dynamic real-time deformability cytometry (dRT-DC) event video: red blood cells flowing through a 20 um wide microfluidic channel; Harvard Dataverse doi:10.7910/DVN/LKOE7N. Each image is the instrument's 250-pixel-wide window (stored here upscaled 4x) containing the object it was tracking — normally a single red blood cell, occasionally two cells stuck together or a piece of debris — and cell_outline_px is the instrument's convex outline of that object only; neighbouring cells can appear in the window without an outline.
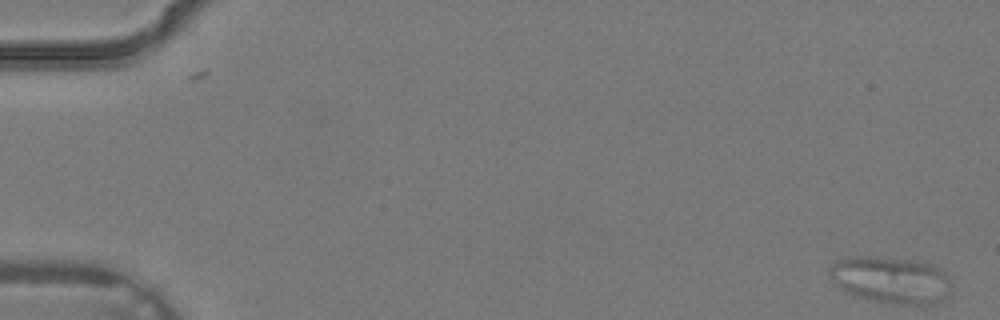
{"species": "common noctule bat (a hibernating species)", "species_latin": "Nyctalus noctula", "temperature_condition": "warm", "stored_images_in_passage": 4, "camera_frame_rate_fps": 3000, "um_per_image_px": 0.085, "animal": {"sex": "male", "body_mass_g": 19.2, "forearm_length_mm": 51.8}, "frame": {"image": 1, "passage_image": 1, "time_ms": 0.0, "image_size_px": [1000, 320], "cell_outline_px": [[952, 284], [948, 296], [932, 304], [896, 304], [876, 300], [860, 296], [848, 292], [840, 288], [836, 284], [828, 272], [828, 268], [836, 260], [848, 256], [864, 256], [916, 260], [932, 264], [940, 268], [948, 276]], "centroid_in_image_um": [75.75, 23.77], "position_along_channel_um": 9.2, "area_um2": 33.18}}
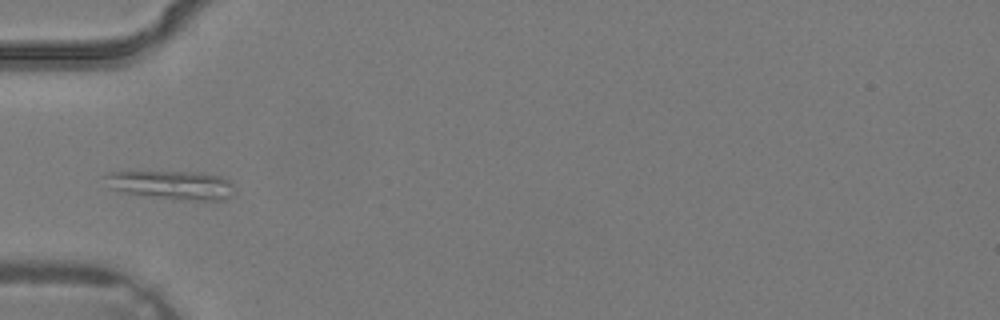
{"frame": {"image": 2, "passage_image": 4, "time_ms": 1.0, "image_size_px": [1000, 320], "cell_outline_px": [[232, 196], [224, 200], [200, 200], [160, 196], [124, 192], [112, 188], [104, 176], [108, 172], [204, 172], [220, 176], [228, 180], [232, 184]], "centroid_in_image_um": [14.67, 15.69], "position_along_channel_um": 70.3, "area_um2": 20.81}}